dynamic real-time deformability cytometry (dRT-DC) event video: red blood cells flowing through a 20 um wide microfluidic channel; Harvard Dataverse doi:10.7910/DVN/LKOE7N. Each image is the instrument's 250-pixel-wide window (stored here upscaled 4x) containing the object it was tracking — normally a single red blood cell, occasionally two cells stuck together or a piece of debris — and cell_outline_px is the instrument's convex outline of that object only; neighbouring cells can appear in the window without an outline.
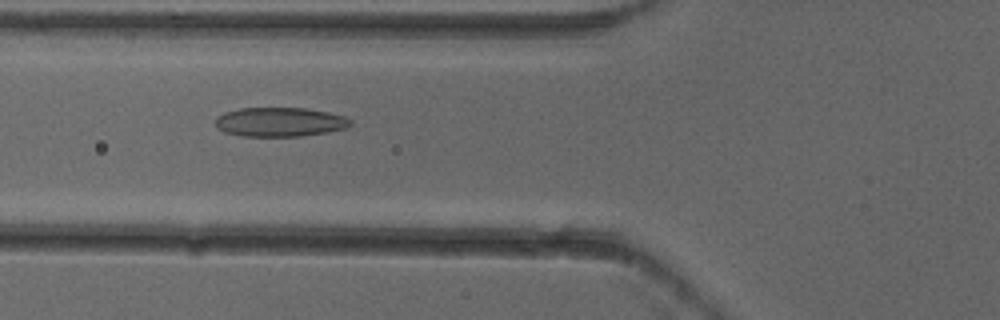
{"species": "common noctule bat (a hibernating species)", "species_latin": "Nyctalus noctula", "temperature_condition": "cold", "stored_images_in_passage": 8, "camera_frame_rate_fps": 3000, "um_per_image_px": 0.085, "animal": {"sex": "female"}, "frame": {"image": 1, "passage_image": 6, "time_ms": 1.667, "image_size_px": [1000, 320], "cell_outline_px": [[352, 124], [344, 128], [328, 132], [300, 136], [240, 136], [224, 132], [216, 128], [216, 116], [224, 112], [240, 108], [304, 108], [328, 112], [344, 116], [352, 120]], "centroid_in_image_um": [23.76, 10.37], "position_along_channel_um": 102.0, "area_um2": 23.06}}
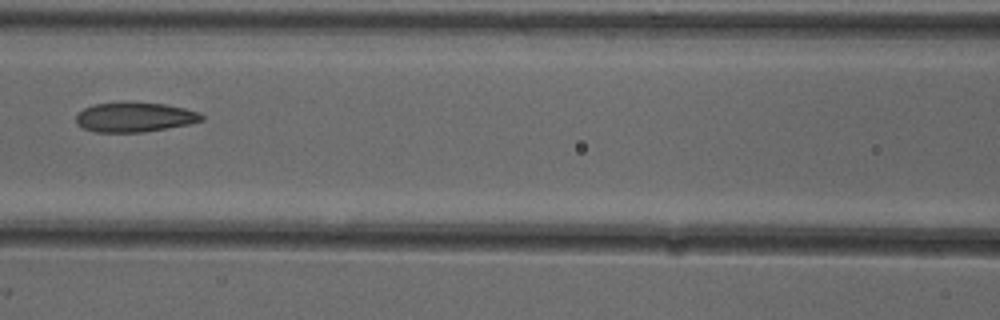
{"frame": {"image": 2, "passage_image": 7, "time_ms": 2.0, "image_size_px": [1000, 320], "cell_outline_px": [[204, 120], [192, 124], [140, 132], [96, 132], [84, 128], [76, 124], [76, 112], [84, 108], [96, 104], [124, 100], [128, 100], [164, 104], [184, 108], [200, 112], [204, 116]], "centroid_in_image_um": [11.44, 9.93], "position_along_channel_um": 155.2, "area_um2": 22.25}}
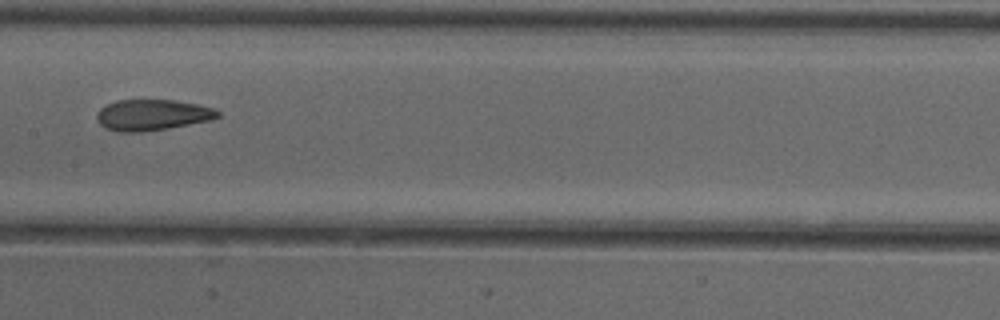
{"frame": {"image": 3, "passage_image": 8, "time_ms": 2.333, "image_size_px": [1000, 320], "cell_outline_px": [[220, 116], [212, 120], [168, 128], [140, 132], [120, 132], [108, 128], [100, 124], [96, 116], [96, 112], [100, 108], [116, 100], [172, 100], [196, 104], [212, 108], [220, 112]], "centroid_in_image_um": [12.94, 9.77], "position_along_channel_um": 194.5, "area_um2": 21.68}}